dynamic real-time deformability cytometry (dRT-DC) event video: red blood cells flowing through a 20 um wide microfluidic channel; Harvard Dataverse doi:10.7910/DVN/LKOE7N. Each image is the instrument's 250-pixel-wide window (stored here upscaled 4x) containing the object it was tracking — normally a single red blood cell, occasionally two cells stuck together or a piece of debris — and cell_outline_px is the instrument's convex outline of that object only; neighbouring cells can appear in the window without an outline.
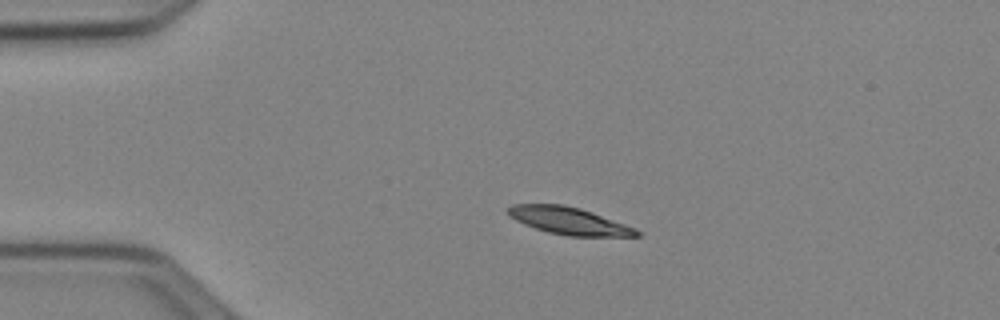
{"species": "Egyptian fruit bat (a non-hibernating species)", "species_latin": "Rousettus aegyptiacus", "temperature_condition": "cold", "stored_images_in_passage": 26, "camera_frame_rate_fps": 3000, "um_per_image_px": 0.085, "animal": {"sex": "female"}, "frame": {"image": 1, "passage_image": 1, "time_ms": 0.0, "image_size_px": [1000, 320], "cell_outline_px": [[640, 236], [568, 236], [548, 232], [524, 224], [508, 216], [504, 212], [504, 208], [512, 204], [564, 204], [580, 208], [592, 212], [636, 228], [640, 232]], "centroid_in_image_um": [48.3, 18.75], "position_along_channel_um": 36.7, "area_um2": 20.58}}
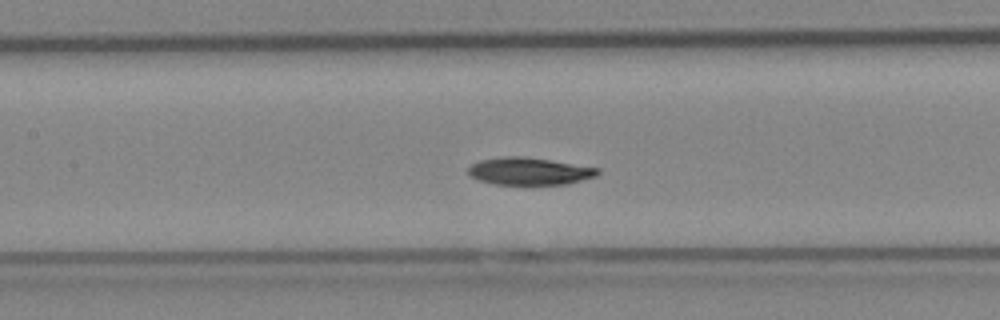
{"frame": {"image": 2, "passage_image": 14, "time_ms": 4.333, "image_size_px": [1000, 320], "cell_outline_px": [[600, 172], [596, 176], [568, 184], [492, 184], [480, 180], [472, 176], [468, 172], [468, 168], [472, 164], [480, 160], [504, 156], [524, 156], [600, 168]], "centroid_in_image_um": [45.01, 14.55], "position_along_channel_um": 162.4, "area_um2": 20.52}}
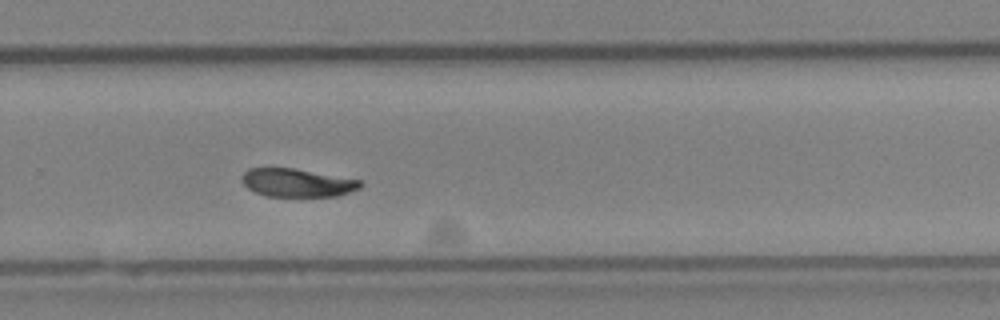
{"frame": {"image": 3, "passage_image": 25, "time_ms": 8.0, "image_size_px": [1000, 320], "cell_outline_px": [[364, 184], [360, 188], [336, 196], [268, 196], [256, 192], [248, 188], [240, 180], [240, 176], [248, 168], [292, 168], [360, 180]], "centroid_in_image_um": [25.22, 15.53], "position_along_channel_um": 304.6, "area_um2": 19.31}}